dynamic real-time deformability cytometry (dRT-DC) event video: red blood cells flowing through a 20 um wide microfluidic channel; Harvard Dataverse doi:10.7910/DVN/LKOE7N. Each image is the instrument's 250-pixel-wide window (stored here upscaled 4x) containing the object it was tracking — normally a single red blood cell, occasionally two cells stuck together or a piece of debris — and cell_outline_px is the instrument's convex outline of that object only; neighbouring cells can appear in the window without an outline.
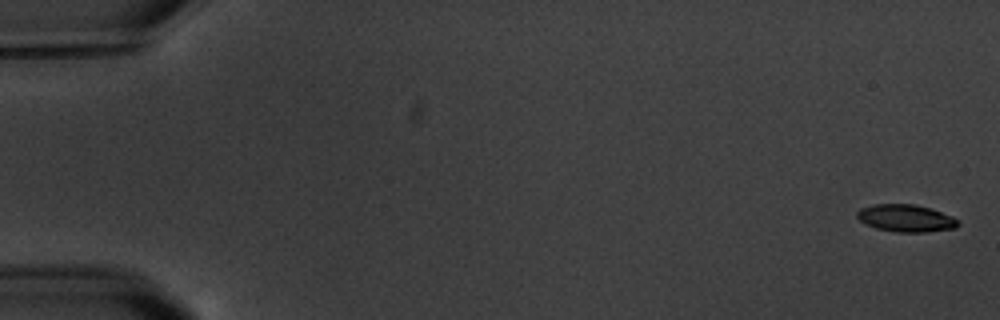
{"species": "common noctule bat (a hibernating species)", "species_latin": "Nyctalus noctula", "temperature_condition": "warm", "stored_images_in_passage": 5, "camera_frame_rate_fps": 3000, "um_per_image_px": 0.085, "animal": {"sex": "male", "body_mass_g": 20.1, "forearm_length_mm": 53.5}, "frame": {"image": 1, "passage_image": 1, "time_ms": 0.0, "image_size_px": [1000, 320], "cell_outline_px": [[960, 224], [956, 228], [928, 232], [896, 232], [876, 228], [860, 220], [856, 216], [856, 212], [860, 208], [872, 204], [916, 204], [952, 216], [960, 220]], "centroid_in_image_um": [77.02, 18.55], "position_along_channel_um": 8.0, "area_um2": 16.13}}
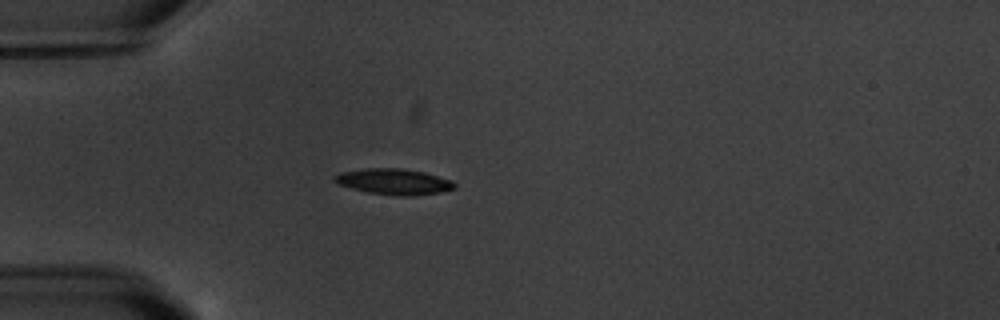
{"frame": {"image": 2, "passage_image": 5, "time_ms": 5.333, "image_size_px": [1000, 320], "cell_outline_px": [[456, 188], [440, 192], [412, 196], [400, 196], [368, 192], [336, 184], [332, 180], [332, 176], [340, 172], [364, 168], [400, 168], [424, 172], [452, 180], [456, 184]], "centroid_in_image_um": [33.45, 15.43], "position_along_channel_um": 51.6, "area_um2": 18.21}}